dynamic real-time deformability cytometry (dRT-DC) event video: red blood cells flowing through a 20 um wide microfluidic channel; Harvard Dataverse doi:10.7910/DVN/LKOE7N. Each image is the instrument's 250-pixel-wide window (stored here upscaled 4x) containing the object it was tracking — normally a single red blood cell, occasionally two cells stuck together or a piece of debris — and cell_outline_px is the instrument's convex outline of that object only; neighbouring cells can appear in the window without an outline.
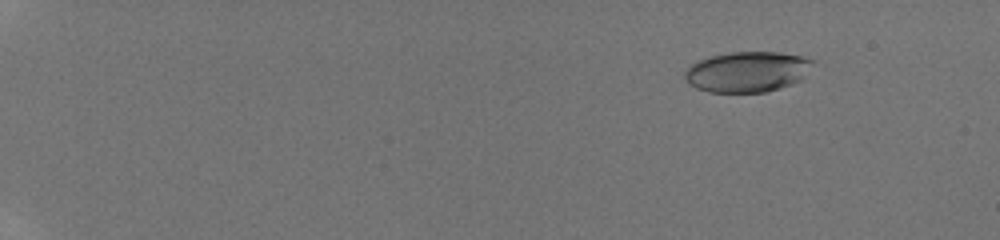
{"species": "human", "species_latin": "Homo sapiens", "temperature_condition": "room temperature", "stored_images_in_passage": 54, "camera_frame_rate_fps": 3000, "um_per_image_px": 0.085, "donor": {"sex": "male"}, "frame": {"image": 1, "passage_image": 8, "time_ms": 2.333, "image_size_px": [1000, 240], "cell_outline_px": [[816, 60], [804, 80], [768, 92], [708, 92], [696, 88], [688, 84], [684, 76], [684, 72], [692, 64], [708, 56], [732, 52], [780, 52], [800, 56]], "centroid_in_image_um": [63.56, 6.1], "position_along_channel_um": 21.4, "area_um2": 30.63}}
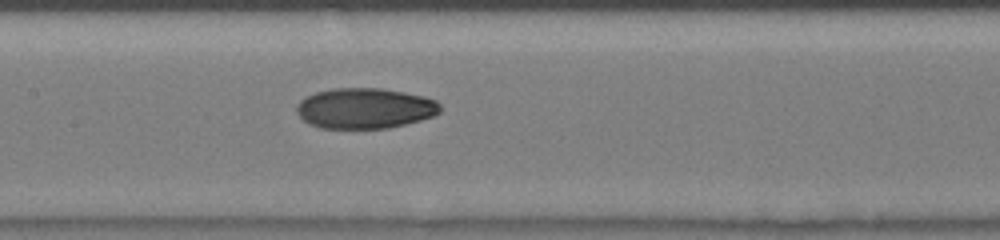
{"frame": {"image": 2, "passage_image": 31, "time_ms": 10.0, "image_size_px": [1000, 240], "cell_outline_px": [[440, 112], [432, 116], [420, 120], [388, 128], [320, 128], [308, 124], [296, 112], [296, 104], [300, 100], [316, 92], [332, 88], [380, 88], [404, 92], [424, 96], [436, 100], [440, 104]], "centroid_in_image_um": [31.0, 9.2], "position_along_channel_um": 176.4, "area_um2": 33.93}}
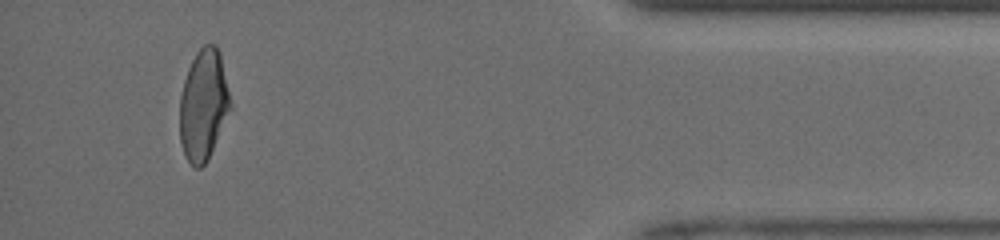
{"frame": {"image": 3, "passage_image": 51, "time_ms": 16.667, "image_size_px": [1000, 240], "cell_outline_px": [[232, 108], [204, 164], [200, 168], [196, 168], [184, 156], [180, 140], [180, 96], [184, 80], [188, 68], [196, 52], [204, 44], [216, 44], [220, 52], [232, 104]], "centroid_in_image_um": [17.3, 8.88], "position_along_channel_um": 417.9, "area_um2": 32.6}, "authors_computed_cell_mechanics": {"area_um2": 32.9171, "velocity_mm_per_s": 4.2335, "shape_relaxation_time_tau1_ms": 6.7167, "shape_relaxation_time_tau2_ms": 1.4222, "deformation_change_tau1": 0.2159, "deformation_change_tau2": 0.0592}}